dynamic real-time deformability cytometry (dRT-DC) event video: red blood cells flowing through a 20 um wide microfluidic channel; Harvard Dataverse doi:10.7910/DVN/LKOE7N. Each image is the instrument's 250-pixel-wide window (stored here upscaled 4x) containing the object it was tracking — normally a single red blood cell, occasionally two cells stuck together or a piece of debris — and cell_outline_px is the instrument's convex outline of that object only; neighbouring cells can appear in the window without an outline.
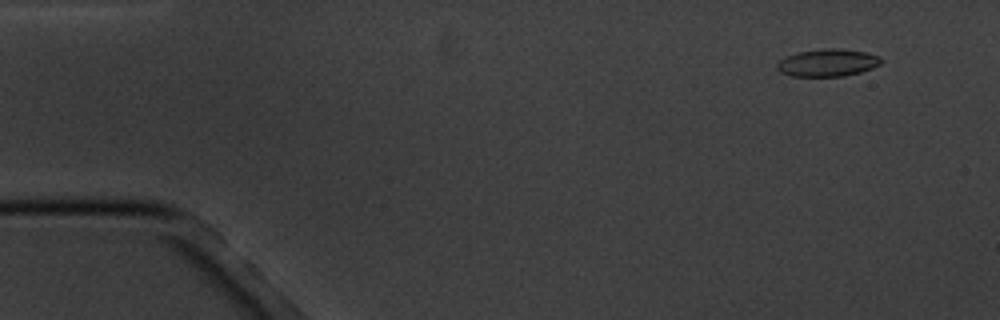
{"species": "common noctule bat (a hibernating species)", "species_latin": "Nyctalus noctula", "temperature_condition": "cold", "stored_images_in_passage": 17, "camera_frame_rate_fps": 3000, "um_per_image_px": 0.085, "animal": {"sex": "male", "body_mass_g": 20.1, "forearm_length_mm": 53.5}, "frame": {"image": 1, "passage_image": 2, "time_ms": 1.0, "image_size_px": [1000, 320], "cell_outline_px": [[884, 60], [880, 64], [872, 68], [860, 72], [844, 76], [792, 76], [780, 72], [776, 68], [776, 64], [780, 60], [788, 56], [800, 52], [824, 48], [840, 48], [864, 52], [880, 56]], "centroid_in_image_um": [70.37, 5.33], "position_along_channel_um": 14.6, "area_um2": 16.59}}
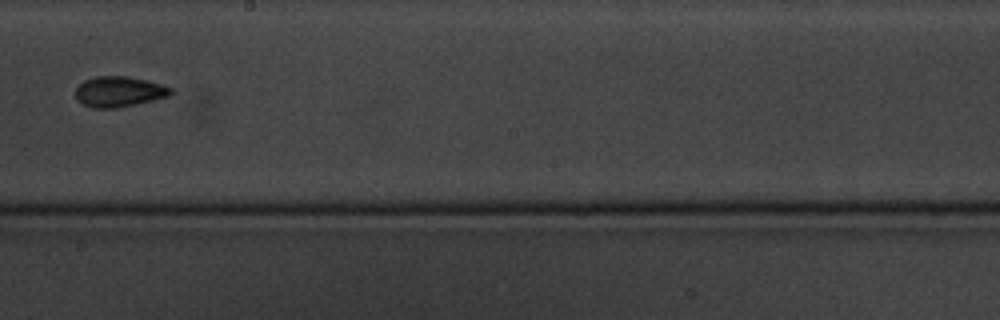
{"frame": {"image": 2, "passage_image": 10, "time_ms": 10.333, "image_size_px": [1000, 320], "cell_outline_px": [[172, 92], [168, 96], [136, 104], [116, 108], [92, 108], [76, 100], [76, 88], [84, 80], [96, 76], [128, 76], [164, 84], [172, 88]], "centroid_in_image_um": [10.11, 7.78], "position_along_channel_um": 238.1, "area_um2": 16.94}}
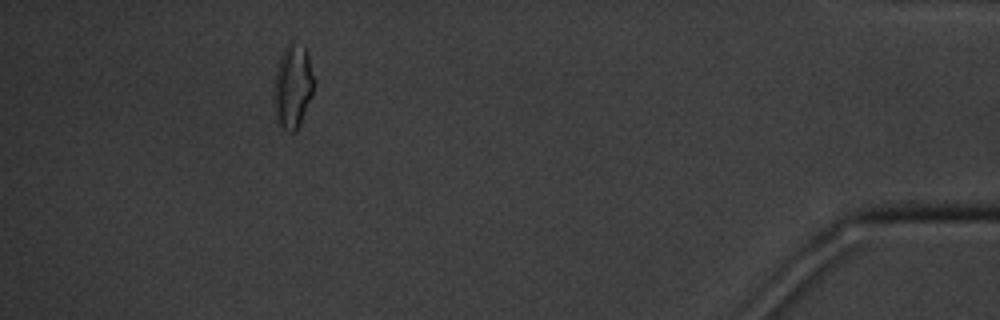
{"frame": {"image": 3, "passage_image": 16, "time_ms": 17.0, "image_size_px": [1000, 320], "cell_outline_px": [[316, 80], [312, 96], [300, 124], [296, 132], [292, 132], [276, 124], [272, 100], [272, 92], [276, 68], [280, 56], [284, 48], [288, 44], [304, 44], [308, 52]], "centroid_in_image_um": [24.88, 7.36], "position_along_channel_um": 410.3, "area_um2": 20.4}, "authors_computed_cell_mechanics": {"area_um2": 16.5886, "velocity_mm_per_s": 3.4549, "shape_relaxation_time_tau1_ms": 2.9522, "shape_relaxation_time_tau2_ms": 2.3963, "deformation_change_tau1": 0.0941, "deformation_change_tau2": 0.0783}}